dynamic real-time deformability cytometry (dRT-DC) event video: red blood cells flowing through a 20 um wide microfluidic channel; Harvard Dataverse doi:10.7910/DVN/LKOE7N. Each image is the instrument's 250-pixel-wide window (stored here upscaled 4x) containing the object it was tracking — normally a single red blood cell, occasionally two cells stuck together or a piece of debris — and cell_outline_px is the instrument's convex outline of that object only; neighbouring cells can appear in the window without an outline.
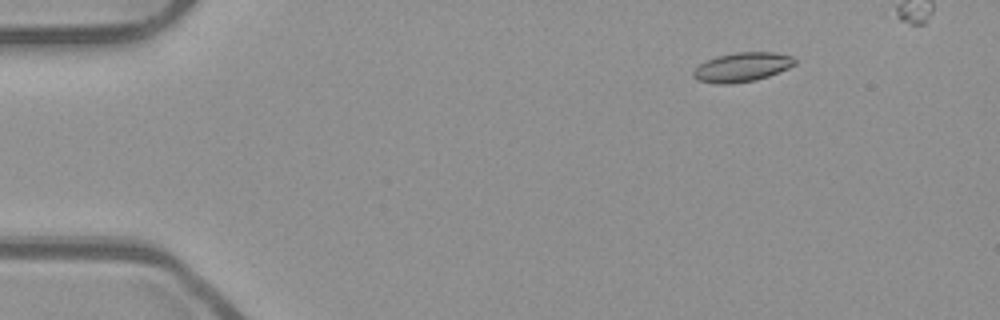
{"species": "common noctule bat (a hibernating species)", "species_latin": "Nyctalus noctula", "temperature_condition": "room temperature", "stored_images_in_passage": 43, "camera_frame_rate_fps": 3000, "um_per_image_px": 0.085, "animal": {"sex": "male", "body_mass_g": 23.1, "forearm_length_mm": 52.7}, "frame": {"image": 1, "passage_image": 3, "time_ms": 0.667, "image_size_px": [1000, 320], "cell_outline_px": [[796, 64], [788, 68], [768, 76], [756, 80], [732, 84], [716, 84], [696, 80], [692, 76], [692, 72], [700, 64], [716, 56], [736, 52], [772, 52], [792, 56], [796, 60]], "centroid_in_image_um": [63.06, 5.71], "position_along_channel_um": 21.9, "area_um2": 17.34}}
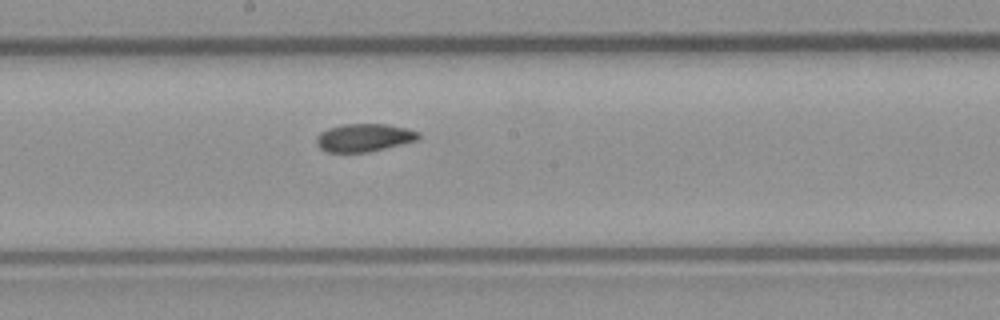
{"frame": {"image": 2, "passage_image": 25, "time_ms": 8.0, "image_size_px": [1000, 320], "cell_outline_px": [[420, 136], [416, 140], [368, 152], [328, 152], [320, 148], [316, 144], [316, 136], [320, 132], [328, 128], [340, 124], [388, 124], [408, 128], [420, 132]], "centroid_in_image_um": [30.92, 11.68], "position_along_channel_um": 217.3, "area_um2": 16.65}}
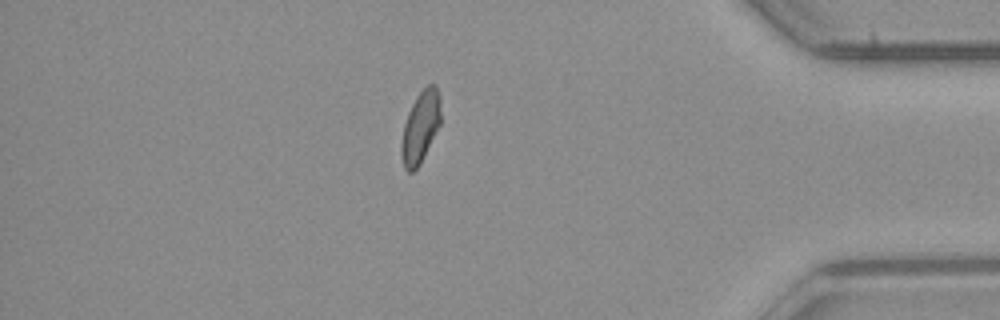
{"frame": {"image": 3, "passage_image": 42, "time_ms": 13.667, "image_size_px": [1000, 320], "cell_outline_px": [[440, 124], [420, 164], [412, 172], [408, 172], [404, 168], [400, 156], [400, 144], [404, 124], [408, 112], [416, 96], [428, 84], [436, 84], [440, 96]], "centroid_in_image_um": [35.72, 10.8], "position_along_channel_um": 399.5, "area_um2": 16.53}}